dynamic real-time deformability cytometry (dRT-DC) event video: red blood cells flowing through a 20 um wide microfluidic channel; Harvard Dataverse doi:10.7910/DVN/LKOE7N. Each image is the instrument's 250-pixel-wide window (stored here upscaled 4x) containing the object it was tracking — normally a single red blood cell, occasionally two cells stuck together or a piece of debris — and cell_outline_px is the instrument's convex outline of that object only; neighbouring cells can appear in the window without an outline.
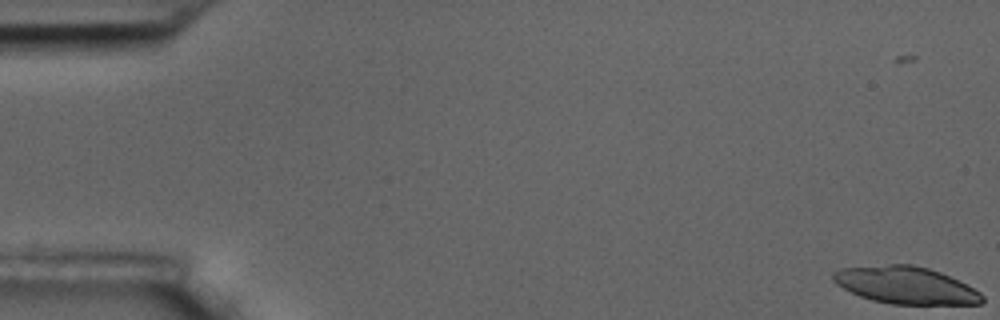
{"species": "common noctule bat (a hibernating species)", "species_latin": "Nyctalus noctula", "temperature_condition": "room temperature", "stored_images_in_passage": 22, "camera_frame_rate_fps": 3000, "um_per_image_px": 0.085, "animal": {"sex": "male", "body_mass_g": 17.5, "forearm_length_mm": 52.3}, "frame": {"image": 1, "passage_image": 2, "time_ms": 0.333, "image_size_px": [1000, 320], "cell_outline_px": [[984, 300], [980, 304], [892, 304], [872, 300], [860, 296], [836, 284], [832, 280], [832, 272], [840, 268], [888, 264], [912, 264], [928, 268], [940, 272], [980, 292], [984, 296]], "centroid_in_image_um": [76.95, 24.24], "position_along_channel_um": 8.0, "area_um2": 32.14}}